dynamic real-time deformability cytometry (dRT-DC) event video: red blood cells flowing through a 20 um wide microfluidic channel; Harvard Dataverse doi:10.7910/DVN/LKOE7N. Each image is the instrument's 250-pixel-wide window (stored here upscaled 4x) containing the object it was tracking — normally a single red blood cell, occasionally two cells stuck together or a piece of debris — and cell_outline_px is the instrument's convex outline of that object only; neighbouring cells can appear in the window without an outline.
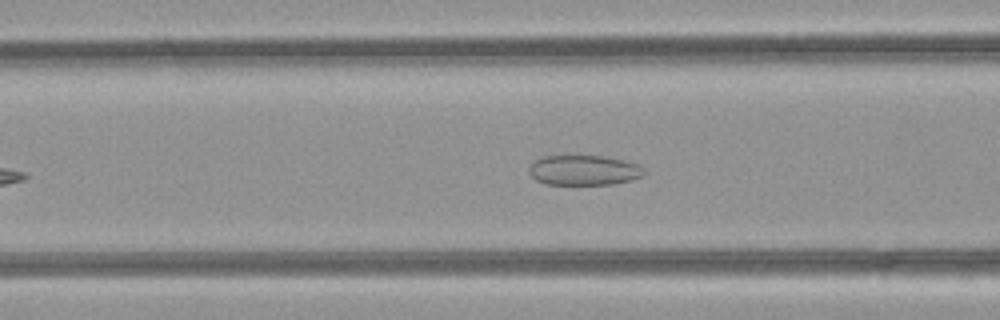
{"species": "common noctule bat (a hibernating species)", "species_latin": "Nyctalus noctula", "temperature_condition": "room temperature", "stored_images_in_passage": 38, "camera_frame_rate_fps": 3000, "um_per_image_px": 0.085, "animal": {"sex": "female", "body_mass_g": 21.9}, "frame": {"image": 1, "passage_image": 11, "time_ms": 3.333, "image_size_px": [1000, 320], "cell_outline_px": [[644, 172], [640, 176], [632, 180], [616, 184], [544, 184], [536, 180], [528, 172], [528, 168], [536, 160], [544, 156], [604, 156], [636, 164], [644, 168]], "centroid_in_image_um": [49.6, 14.48], "position_along_channel_um": 117.0, "area_um2": 19.94}}
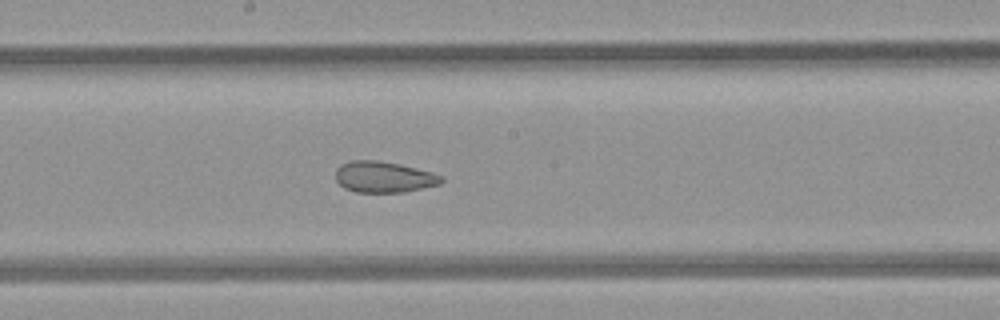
{"frame": {"image": 2, "passage_image": 18, "time_ms": 5.667, "image_size_px": [1000, 320], "cell_outline_px": [[444, 180], [440, 184], [404, 192], [356, 192], [344, 188], [336, 180], [336, 168], [340, 164], [352, 160], [376, 160], [400, 164], [432, 172], [444, 176]], "centroid_in_image_um": [32.62, 15.04], "position_along_channel_um": 215.6, "area_um2": 19.25}}
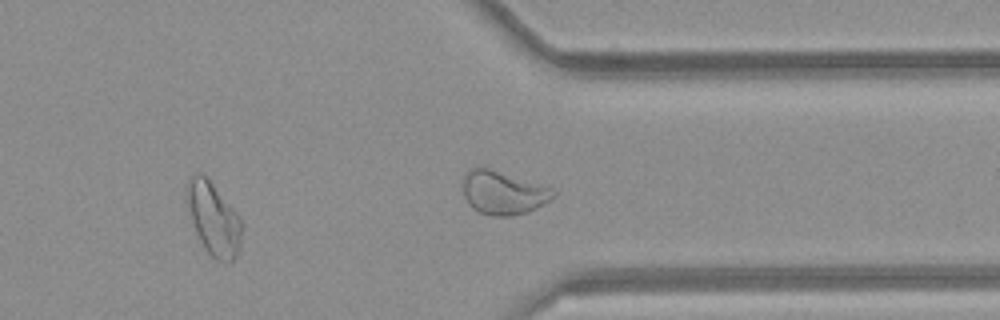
{"frame": {"image": 3, "passage_image": 29, "time_ms": 9.333, "image_size_px": [1000, 320], "cell_outline_px": [[244, 224], [240, 244], [236, 256], [228, 264], [216, 260], [204, 248], [192, 224], [188, 204], [188, 176], [192, 172], [200, 172], [212, 184], [240, 216]], "centroid_in_image_um": [18.18, 18.63], "position_along_channel_um": 393.2, "area_um2": 23.18}, "authors_computed_cell_mechanics": {"area_um2": 22.542, "velocity_mm_per_s": 4.205, "shape_relaxation_time_tau1_ms": null, "shape_relaxation_time_tau2_ms": 1.4976, "deformation_change_tau1": null, "deformation_change_tau2": 0.0779}}